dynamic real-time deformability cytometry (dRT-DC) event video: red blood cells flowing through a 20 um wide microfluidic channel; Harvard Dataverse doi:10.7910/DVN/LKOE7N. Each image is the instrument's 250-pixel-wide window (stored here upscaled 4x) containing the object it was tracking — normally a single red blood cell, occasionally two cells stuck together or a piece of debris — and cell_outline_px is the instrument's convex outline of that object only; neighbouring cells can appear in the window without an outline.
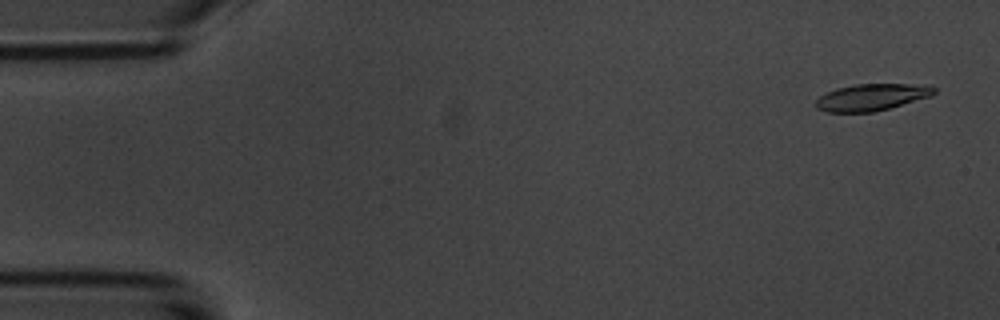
{"species": "common noctule bat (a hibernating species)", "species_latin": "Nyctalus noctula", "temperature_condition": "room temperature", "stored_images_in_passage": 5, "camera_frame_rate_fps": 3000, "um_per_image_px": 0.085, "animal": {"sex": "male", "body_mass_g": 20.1, "forearm_length_mm": 53.5}, "frame": {"image": 1, "passage_image": 1, "time_ms": 0.0, "image_size_px": [1000, 320], "cell_outline_px": [[936, 92], [932, 96], [888, 108], [872, 112], [828, 112], [816, 108], [816, 100], [820, 96], [836, 88], [852, 84], [932, 84], [936, 88]], "centroid_in_image_um": [74.14, 8.24], "position_along_channel_um": 10.9, "area_um2": 18.55}}
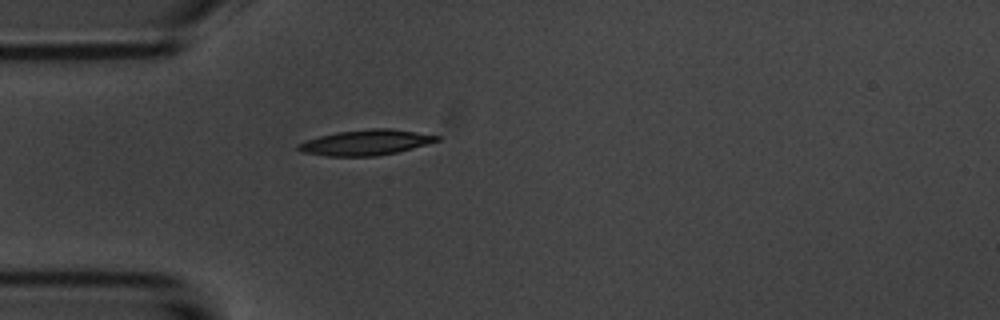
{"frame": {"image": 2, "passage_image": 5, "time_ms": 4.333, "image_size_px": [1000, 320], "cell_outline_px": [[440, 140], [412, 148], [396, 152], [376, 156], [328, 156], [300, 152], [296, 148], [296, 144], [320, 136], [336, 132], [372, 128], [392, 128], [440, 136]], "centroid_in_image_um": [31.07, 12.11], "position_along_channel_um": 53.9, "area_um2": 20.46}}